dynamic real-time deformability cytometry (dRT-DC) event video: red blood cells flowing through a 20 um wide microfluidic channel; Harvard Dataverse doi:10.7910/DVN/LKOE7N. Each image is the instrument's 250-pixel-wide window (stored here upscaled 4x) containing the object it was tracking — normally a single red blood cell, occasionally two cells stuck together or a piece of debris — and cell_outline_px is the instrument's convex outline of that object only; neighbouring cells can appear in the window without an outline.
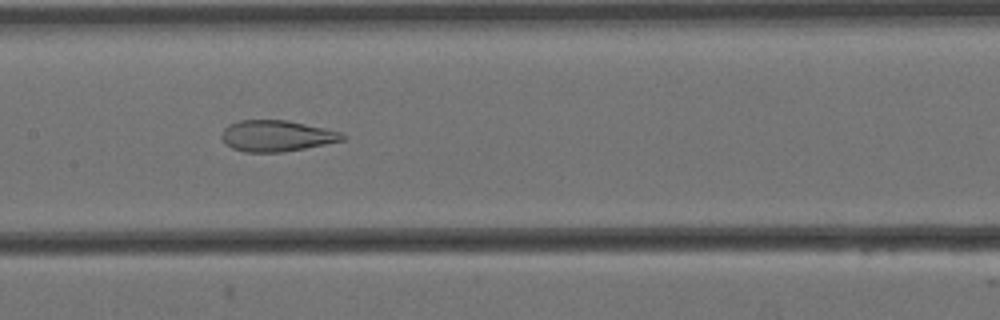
{"species": "Egyptian fruit bat (a non-hibernating species)", "species_latin": "Rousettus aegyptiacus", "temperature_condition": "cold", "stored_images_in_passage": 8, "camera_frame_rate_fps": 3000, "um_per_image_px": 0.085, "animal": {"sex": "female"}, "frame": {"image": 1, "passage_image": 7, "time_ms": 2.0, "image_size_px": [1000, 320], "cell_outline_px": [[348, 136], [344, 140], [284, 152], [244, 152], [232, 148], [220, 136], [224, 128], [228, 124], [240, 120], [288, 120], [324, 128], [340, 132]], "centroid_in_image_um": [23.51, 11.54], "position_along_channel_um": 183.9, "area_um2": 21.85}}
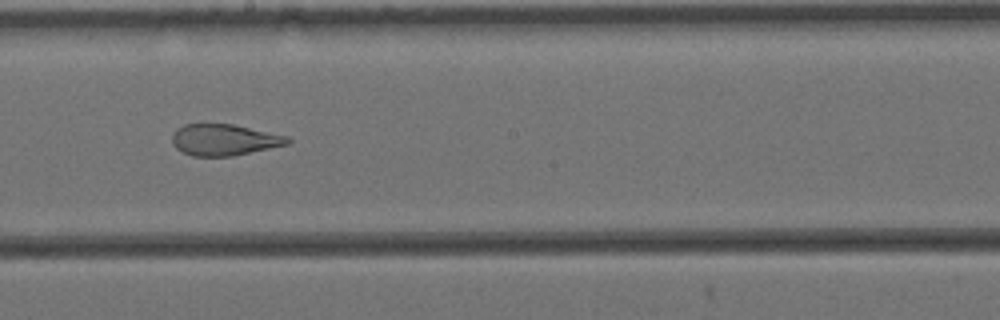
{"frame": {"image": 2, "passage_image": 8, "time_ms": 2.333, "image_size_px": [1000, 320], "cell_outline_px": [[292, 140], [288, 144], [232, 156], [192, 156], [176, 148], [172, 144], [172, 132], [176, 128], [184, 124], [232, 124], [288, 136]], "centroid_in_image_um": [19.03, 11.88], "position_along_channel_um": 229.2, "area_um2": 21.04}}